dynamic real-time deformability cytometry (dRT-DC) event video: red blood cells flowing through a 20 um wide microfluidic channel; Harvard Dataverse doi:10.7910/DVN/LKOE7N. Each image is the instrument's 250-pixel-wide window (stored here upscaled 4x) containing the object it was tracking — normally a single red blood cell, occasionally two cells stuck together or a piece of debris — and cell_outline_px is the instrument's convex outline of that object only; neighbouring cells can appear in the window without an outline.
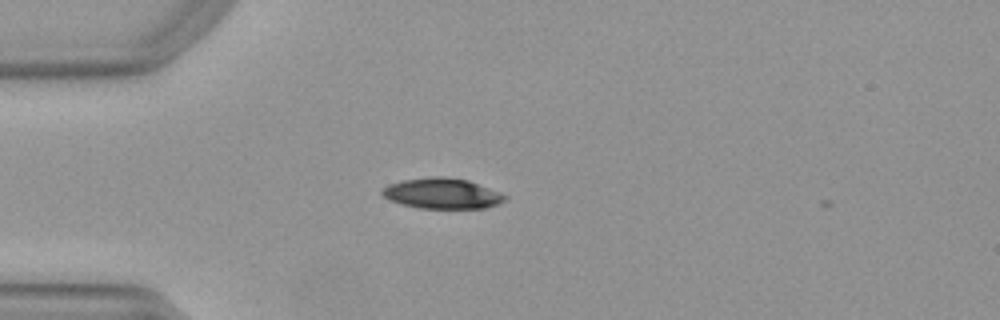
{"species": "Egyptian fruit bat (a non-hibernating species)", "species_latin": "Rousettus aegyptiacus", "temperature_condition": "warm", "stored_images_in_passage": 37, "camera_frame_rate_fps": 3000, "um_per_image_px": 0.085, "animal": {"sex": "female"}, "frame": {"image": 1, "passage_image": 2, "time_ms": 0.333, "image_size_px": [1000, 320], "cell_outline_px": [[508, 196], [500, 204], [484, 208], [420, 208], [400, 204], [388, 200], [380, 192], [388, 184], [400, 180], [432, 176], [444, 176], [468, 180]], "centroid_in_image_um": [37.54, 16.44], "position_along_channel_um": 47.5, "area_um2": 21.91}}
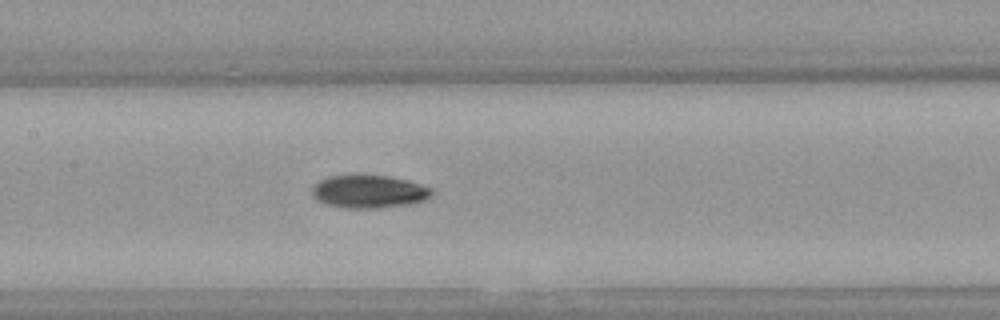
{"frame": {"image": 2, "passage_image": 13, "time_ms": 4.0, "image_size_px": [1000, 320], "cell_outline_px": [[436, 192], [428, 200], [416, 204], [380, 208], [344, 208], [328, 204], [316, 200], [312, 196], [312, 184], [328, 176], [388, 176], [408, 180], [432, 188]], "centroid_in_image_um": [31.43, 16.3], "position_along_channel_um": 176.0, "area_um2": 23.35}}
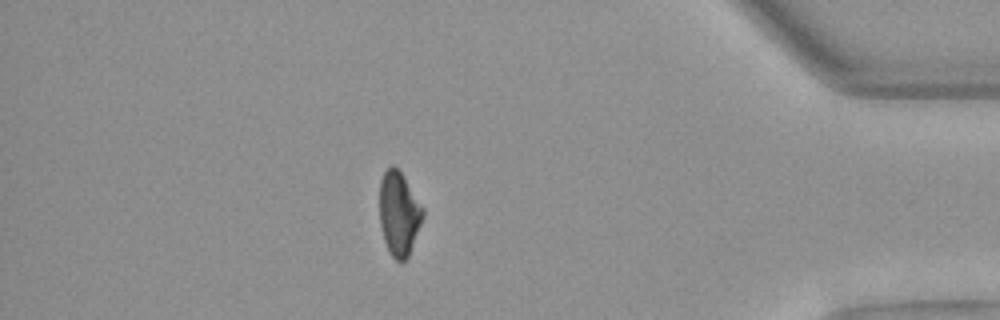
{"frame": {"image": 3, "passage_image": 33, "time_ms": 10.667, "image_size_px": [1000, 320], "cell_outline_px": [[424, 216], [408, 256], [400, 264], [392, 256], [384, 240], [380, 224], [380, 180], [384, 172], [392, 164], [404, 176], [424, 208]], "centroid_in_image_um": [33.92, 18.15], "position_along_channel_um": 401.3, "area_um2": 21.1}, "authors_computed_cell_mechanics": {"area_um2": 22.7732, "velocity_mm_per_s": 3.982, "shape_relaxation_time_tau1_ms": 6.8125, "shape_relaxation_time_tau2_ms": null, "deformation_change_tau1": 0.1877, "deformation_change_tau2": null}}